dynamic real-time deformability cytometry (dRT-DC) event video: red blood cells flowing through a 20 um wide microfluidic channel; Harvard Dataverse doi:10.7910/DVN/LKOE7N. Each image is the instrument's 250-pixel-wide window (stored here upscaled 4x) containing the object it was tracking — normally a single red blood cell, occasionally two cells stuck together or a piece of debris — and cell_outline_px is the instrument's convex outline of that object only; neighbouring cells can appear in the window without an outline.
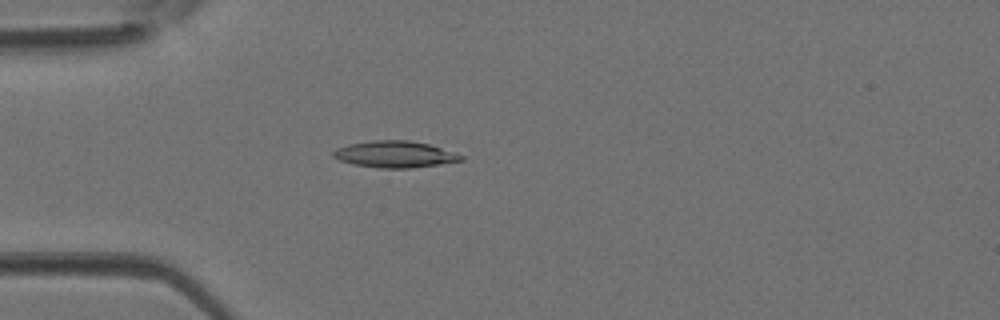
{"species": "Egyptian fruit bat (a non-hibernating species)", "species_latin": "Rousettus aegyptiacus", "temperature_condition": "room temperature", "stored_images_in_passage": 3, "camera_frame_rate_fps": 3000, "um_per_image_px": 0.085, "animal": {"sex": "female"}, "frame": {"image": 1, "passage_image": 3, "time_ms": 0.667, "image_size_px": [1000, 320], "cell_outline_px": [[464, 160], [440, 164], [412, 168], [380, 168], [352, 164], [340, 160], [332, 156], [332, 152], [336, 148], [348, 144], [372, 140], [408, 140], [428, 144], [456, 152], [464, 156]], "centroid_in_image_um": [33.56, 13.11], "position_along_channel_um": 51.4, "area_um2": 19.88}}